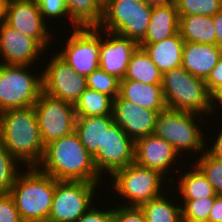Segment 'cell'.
I'll return each mask as SVG.
<instances>
[{"instance_id":"obj_1","label":"cell","mask_w":222,"mask_h":222,"mask_svg":"<svg viewBox=\"0 0 222 222\" xmlns=\"http://www.w3.org/2000/svg\"><path fill=\"white\" fill-rule=\"evenodd\" d=\"M36 167L55 180L103 183L108 178L98 173L92 155L75 131L45 145L43 158Z\"/></svg>"},{"instance_id":"obj_2","label":"cell","mask_w":222,"mask_h":222,"mask_svg":"<svg viewBox=\"0 0 222 222\" xmlns=\"http://www.w3.org/2000/svg\"><path fill=\"white\" fill-rule=\"evenodd\" d=\"M0 143L25 168L41 162L45 145L34 106L0 113Z\"/></svg>"},{"instance_id":"obj_3","label":"cell","mask_w":222,"mask_h":222,"mask_svg":"<svg viewBox=\"0 0 222 222\" xmlns=\"http://www.w3.org/2000/svg\"><path fill=\"white\" fill-rule=\"evenodd\" d=\"M202 122L205 127L201 115L166 108L158 113L153 134L169 142L181 159L185 161L182 157L190 154L188 158L193 161V158H198L205 151L206 138L211 136L205 132L209 128L204 129Z\"/></svg>"},{"instance_id":"obj_4","label":"cell","mask_w":222,"mask_h":222,"mask_svg":"<svg viewBox=\"0 0 222 222\" xmlns=\"http://www.w3.org/2000/svg\"><path fill=\"white\" fill-rule=\"evenodd\" d=\"M55 193V179L37 167L24 168L10 195L23 222H48Z\"/></svg>"},{"instance_id":"obj_5","label":"cell","mask_w":222,"mask_h":222,"mask_svg":"<svg viewBox=\"0 0 222 222\" xmlns=\"http://www.w3.org/2000/svg\"><path fill=\"white\" fill-rule=\"evenodd\" d=\"M106 180H110L108 189L112 187L111 190H115L113 197L120 200H117L116 203L120 202L121 206L125 207H140L142 204L162 196L171 188L170 181L159 171L139 166L135 162L115 171ZM166 183L168 184L166 185ZM117 196L119 198H116Z\"/></svg>"},{"instance_id":"obj_6","label":"cell","mask_w":222,"mask_h":222,"mask_svg":"<svg viewBox=\"0 0 222 222\" xmlns=\"http://www.w3.org/2000/svg\"><path fill=\"white\" fill-rule=\"evenodd\" d=\"M161 85L167 108L201 115L205 121L210 117V92L204 79L178 67L162 74Z\"/></svg>"},{"instance_id":"obj_7","label":"cell","mask_w":222,"mask_h":222,"mask_svg":"<svg viewBox=\"0 0 222 222\" xmlns=\"http://www.w3.org/2000/svg\"><path fill=\"white\" fill-rule=\"evenodd\" d=\"M37 66L0 63V113L34 106L43 92L42 71ZM33 72V73H32ZM35 72V73H34Z\"/></svg>"},{"instance_id":"obj_8","label":"cell","mask_w":222,"mask_h":222,"mask_svg":"<svg viewBox=\"0 0 222 222\" xmlns=\"http://www.w3.org/2000/svg\"><path fill=\"white\" fill-rule=\"evenodd\" d=\"M153 7L143 0H108L98 26L125 36L138 44L145 38Z\"/></svg>"},{"instance_id":"obj_9","label":"cell","mask_w":222,"mask_h":222,"mask_svg":"<svg viewBox=\"0 0 222 222\" xmlns=\"http://www.w3.org/2000/svg\"><path fill=\"white\" fill-rule=\"evenodd\" d=\"M100 184L104 183L55 180V193L48 222H76L98 201L99 197L95 192L101 190Z\"/></svg>"},{"instance_id":"obj_10","label":"cell","mask_w":222,"mask_h":222,"mask_svg":"<svg viewBox=\"0 0 222 222\" xmlns=\"http://www.w3.org/2000/svg\"><path fill=\"white\" fill-rule=\"evenodd\" d=\"M66 32H69L70 35L64 36L68 38L61 41L63 47L60 45V49H57L56 52L53 50V54L56 53L78 74L87 77L99 68L100 29L84 27L69 29Z\"/></svg>"},{"instance_id":"obj_11","label":"cell","mask_w":222,"mask_h":222,"mask_svg":"<svg viewBox=\"0 0 222 222\" xmlns=\"http://www.w3.org/2000/svg\"><path fill=\"white\" fill-rule=\"evenodd\" d=\"M34 108L44 145L75 131L74 104L42 92Z\"/></svg>"},{"instance_id":"obj_12","label":"cell","mask_w":222,"mask_h":222,"mask_svg":"<svg viewBox=\"0 0 222 222\" xmlns=\"http://www.w3.org/2000/svg\"><path fill=\"white\" fill-rule=\"evenodd\" d=\"M92 157L98 173L110 177L115 171L134 163L135 141L113 122L104 129L101 148H97Z\"/></svg>"},{"instance_id":"obj_13","label":"cell","mask_w":222,"mask_h":222,"mask_svg":"<svg viewBox=\"0 0 222 222\" xmlns=\"http://www.w3.org/2000/svg\"><path fill=\"white\" fill-rule=\"evenodd\" d=\"M44 62L42 70L43 92L49 96L72 104L87 88L86 77L78 74L56 53ZM44 70V71H43Z\"/></svg>"},{"instance_id":"obj_14","label":"cell","mask_w":222,"mask_h":222,"mask_svg":"<svg viewBox=\"0 0 222 222\" xmlns=\"http://www.w3.org/2000/svg\"><path fill=\"white\" fill-rule=\"evenodd\" d=\"M6 23L33 38L45 51L49 50L53 39L55 42L59 40L52 32L53 28L50 30L49 24L42 17L36 0H10Z\"/></svg>"},{"instance_id":"obj_15","label":"cell","mask_w":222,"mask_h":222,"mask_svg":"<svg viewBox=\"0 0 222 222\" xmlns=\"http://www.w3.org/2000/svg\"><path fill=\"white\" fill-rule=\"evenodd\" d=\"M179 156L169 142L156 137L154 134L141 137L135 141L134 162L139 166L159 171L170 181V184L174 179L172 173H175L172 170L177 168L176 166H179L176 170L184 166V163L178 165L182 164Z\"/></svg>"},{"instance_id":"obj_16","label":"cell","mask_w":222,"mask_h":222,"mask_svg":"<svg viewBox=\"0 0 222 222\" xmlns=\"http://www.w3.org/2000/svg\"><path fill=\"white\" fill-rule=\"evenodd\" d=\"M46 54L47 51L33 38L20 33L6 22L0 25V63L34 66Z\"/></svg>"},{"instance_id":"obj_17","label":"cell","mask_w":222,"mask_h":222,"mask_svg":"<svg viewBox=\"0 0 222 222\" xmlns=\"http://www.w3.org/2000/svg\"><path fill=\"white\" fill-rule=\"evenodd\" d=\"M138 46L134 40L100 29L99 68L122 80L131 56Z\"/></svg>"},{"instance_id":"obj_18","label":"cell","mask_w":222,"mask_h":222,"mask_svg":"<svg viewBox=\"0 0 222 222\" xmlns=\"http://www.w3.org/2000/svg\"><path fill=\"white\" fill-rule=\"evenodd\" d=\"M113 119L134 141L154 133L157 111H153L122 99L113 100Z\"/></svg>"},{"instance_id":"obj_19","label":"cell","mask_w":222,"mask_h":222,"mask_svg":"<svg viewBox=\"0 0 222 222\" xmlns=\"http://www.w3.org/2000/svg\"><path fill=\"white\" fill-rule=\"evenodd\" d=\"M186 161L189 163L187 164L189 168H187L184 162V170L183 167L179 171L174 170L176 173L178 172V181L177 178H174L170 185L171 189L176 192V196L180 199L182 198L181 200L215 198L217 193L214 187L209 184L202 171L194 163H192L191 160L189 161L188 159ZM186 169L188 170L186 171ZM173 186L174 188H172Z\"/></svg>"},{"instance_id":"obj_20","label":"cell","mask_w":222,"mask_h":222,"mask_svg":"<svg viewBox=\"0 0 222 222\" xmlns=\"http://www.w3.org/2000/svg\"><path fill=\"white\" fill-rule=\"evenodd\" d=\"M221 55L222 51L214 44L184 42L181 67L205 80Z\"/></svg>"},{"instance_id":"obj_21","label":"cell","mask_w":222,"mask_h":222,"mask_svg":"<svg viewBox=\"0 0 222 222\" xmlns=\"http://www.w3.org/2000/svg\"><path fill=\"white\" fill-rule=\"evenodd\" d=\"M119 96L160 113L167 108L161 84H144L135 80H120Z\"/></svg>"},{"instance_id":"obj_22","label":"cell","mask_w":222,"mask_h":222,"mask_svg":"<svg viewBox=\"0 0 222 222\" xmlns=\"http://www.w3.org/2000/svg\"><path fill=\"white\" fill-rule=\"evenodd\" d=\"M184 40L180 33L155 43H139L149 54L153 63L163 74L174 68L181 67Z\"/></svg>"},{"instance_id":"obj_23","label":"cell","mask_w":222,"mask_h":222,"mask_svg":"<svg viewBox=\"0 0 222 222\" xmlns=\"http://www.w3.org/2000/svg\"><path fill=\"white\" fill-rule=\"evenodd\" d=\"M179 14L174 2L154 6L146 36L140 43H155L179 32Z\"/></svg>"},{"instance_id":"obj_24","label":"cell","mask_w":222,"mask_h":222,"mask_svg":"<svg viewBox=\"0 0 222 222\" xmlns=\"http://www.w3.org/2000/svg\"><path fill=\"white\" fill-rule=\"evenodd\" d=\"M113 122V115L76 117L75 132L91 155L101 148L103 131Z\"/></svg>"},{"instance_id":"obj_25","label":"cell","mask_w":222,"mask_h":222,"mask_svg":"<svg viewBox=\"0 0 222 222\" xmlns=\"http://www.w3.org/2000/svg\"><path fill=\"white\" fill-rule=\"evenodd\" d=\"M179 33L185 42L216 45V32L212 16H179Z\"/></svg>"},{"instance_id":"obj_26","label":"cell","mask_w":222,"mask_h":222,"mask_svg":"<svg viewBox=\"0 0 222 222\" xmlns=\"http://www.w3.org/2000/svg\"><path fill=\"white\" fill-rule=\"evenodd\" d=\"M170 191L175 193L170 189L162 196L140 206L146 216L147 222H182L181 203L176 201L180 199H177L176 196V199H174V194H170ZM171 197L173 200L170 199Z\"/></svg>"},{"instance_id":"obj_27","label":"cell","mask_w":222,"mask_h":222,"mask_svg":"<svg viewBox=\"0 0 222 222\" xmlns=\"http://www.w3.org/2000/svg\"><path fill=\"white\" fill-rule=\"evenodd\" d=\"M122 80H135L144 84H162V73L143 47L133 52L127 72Z\"/></svg>"},{"instance_id":"obj_28","label":"cell","mask_w":222,"mask_h":222,"mask_svg":"<svg viewBox=\"0 0 222 222\" xmlns=\"http://www.w3.org/2000/svg\"><path fill=\"white\" fill-rule=\"evenodd\" d=\"M70 21L77 28L98 27L103 5L98 0H65Z\"/></svg>"},{"instance_id":"obj_29","label":"cell","mask_w":222,"mask_h":222,"mask_svg":"<svg viewBox=\"0 0 222 222\" xmlns=\"http://www.w3.org/2000/svg\"><path fill=\"white\" fill-rule=\"evenodd\" d=\"M113 98L96 90L86 88L74 104L77 117L113 114Z\"/></svg>"},{"instance_id":"obj_30","label":"cell","mask_w":222,"mask_h":222,"mask_svg":"<svg viewBox=\"0 0 222 222\" xmlns=\"http://www.w3.org/2000/svg\"><path fill=\"white\" fill-rule=\"evenodd\" d=\"M0 143V194H10L24 166ZM22 167V168H21Z\"/></svg>"},{"instance_id":"obj_31","label":"cell","mask_w":222,"mask_h":222,"mask_svg":"<svg viewBox=\"0 0 222 222\" xmlns=\"http://www.w3.org/2000/svg\"><path fill=\"white\" fill-rule=\"evenodd\" d=\"M193 163L202 171L217 195H222V160L205 150Z\"/></svg>"},{"instance_id":"obj_32","label":"cell","mask_w":222,"mask_h":222,"mask_svg":"<svg viewBox=\"0 0 222 222\" xmlns=\"http://www.w3.org/2000/svg\"><path fill=\"white\" fill-rule=\"evenodd\" d=\"M179 16H213L222 10V0H174Z\"/></svg>"},{"instance_id":"obj_33","label":"cell","mask_w":222,"mask_h":222,"mask_svg":"<svg viewBox=\"0 0 222 222\" xmlns=\"http://www.w3.org/2000/svg\"><path fill=\"white\" fill-rule=\"evenodd\" d=\"M179 202H181L182 222H208L215 198L180 200Z\"/></svg>"},{"instance_id":"obj_34","label":"cell","mask_w":222,"mask_h":222,"mask_svg":"<svg viewBox=\"0 0 222 222\" xmlns=\"http://www.w3.org/2000/svg\"><path fill=\"white\" fill-rule=\"evenodd\" d=\"M87 88L104 93L113 99L119 95L120 79L98 68L86 77Z\"/></svg>"},{"instance_id":"obj_35","label":"cell","mask_w":222,"mask_h":222,"mask_svg":"<svg viewBox=\"0 0 222 222\" xmlns=\"http://www.w3.org/2000/svg\"><path fill=\"white\" fill-rule=\"evenodd\" d=\"M36 2L39 5V9L41 12L42 17L44 18V20H46L47 23H50L49 21H51L50 27L52 25V21H55V24L57 22V20L61 21H65L70 22L69 27H68V22L64 23L62 25L67 24V28L66 29H70V27H72L71 29L77 28L69 19V14L67 12V7H66V2L65 0H36ZM47 18V19H46ZM60 18H64V19H60Z\"/></svg>"},{"instance_id":"obj_36","label":"cell","mask_w":222,"mask_h":222,"mask_svg":"<svg viewBox=\"0 0 222 222\" xmlns=\"http://www.w3.org/2000/svg\"><path fill=\"white\" fill-rule=\"evenodd\" d=\"M113 207V222H147L146 216L140 207H125L117 205L111 200Z\"/></svg>"},{"instance_id":"obj_37","label":"cell","mask_w":222,"mask_h":222,"mask_svg":"<svg viewBox=\"0 0 222 222\" xmlns=\"http://www.w3.org/2000/svg\"><path fill=\"white\" fill-rule=\"evenodd\" d=\"M0 222H23L10 194H0Z\"/></svg>"},{"instance_id":"obj_38","label":"cell","mask_w":222,"mask_h":222,"mask_svg":"<svg viewBox=\"0 0 222 222\" xmlns=\"http://www.w3.org/2000/svg\"><path fill=\"white\" fill-rule=\"evenodd\" d=\"M101 206L95 202L76 222H113V208Z\"/></svg>"},{"instance_id":"obj_39","label":"cell","mask_w":222,"mask_h":222,"mask_svg":"<svg viewBox=\"0 0 222 222\" xmlns=\"http://www.w3.org/2000/svg\"><path fill=\"white\" fill-rule=\"evenodd\" d=\"M222 119V118H221ZM217 122H215V128L216 127H219L218 130L216 128V131H217V135H216V131H214L212 138H213V141L211 142H208L207 140L210 138L208 136V138L206 139V146H205V150L211 155V156H214L218 159H221L222 160V122H220L221 124L218 126L216 125ZM211 144V145H210ZM209 145V146H208Z\"/></svg>"},{"instance_id":"obj_40","label":"cell","mask_w":222,"mask_h":222,"mask_svg":"<svg viewBox=\"0 0 222 222\" xmlns=\"http://www.w3.org/2000/svg\"><path fill=\"white\" fill-rule=\"evenodd\" d=\"M209 92L211 93L215 88L222 85V55L219 58L218 63L209 73L207 78L204 80Z\"/></svg>"},{"instance_id":"obj_41","label":"cell","mask_w":222,"mask_h":222,"mask_svg":"<svg viewBox=\"0 0 222 222\" xmlns=\"http://www.w3.org/2000/svg\"><path fill=\"white\" fill-rule=\"evenodd\" d=\"M217 109H221L222 111V85L218 86L210 93V116H214L216 113H221L219 116H222V112H217Z\"/></svg>"},{"instance_id":"obj_42","label":"cell","mask_w":222,"mask_h":222,"mask_svg":"<svg viewBox=\"0 0 222 222\" xmlns=\"http://www.w3.org/2000/svg\"><path fill=\"white\" fill-rule=\"evenodd\" d=\"M208 222H222V195L215 197V202L210 210Z\"/></svg>"},{"instance_id":"obj_43","label":"cell","mask_w":222,"mask_h":222,"mask_svg":"<svg viewBox=\"0 0 222 222\" xmlns=\"http://www.w3.org/2000/svg\"><path fill=\"white\" fill-rule=\"evenodd\" d=\"M216 32V46L222 51V10L212 16Z\"/></svg>"},{"instance_id":"obj_44","label":"cell","mask_w":222,"mask_h":222,"mask_svg":"<svg viewBox=\"0 0 222 222\" xmlns=\"http://www.w3.org/2000/svg\"><path fill=\"white\" fill-rule=\"evenodd\" d=\"M10 0H0V25L7 20L8 4Z\"/></svg>"},{"instance_id":"obj_45","label":"cell","mask_w":222,"mask_h":222,"mask_svg":"<svg viewBox=\"0 0 222 222\" xmlns=\"http://www.w3.org/2000/svg\"><path fill=\"white\" fill-rule=\"evenodd\" d=\"M143 1L152 7L167 5V4L174 2V0H143Z\"/></svg>"},{"instance_id":"obj_46","label":"cell","mask_w":222,"mask_h":222,"mask_svg":"<svg viewBox=\"0 0 222 222\" xmlns=\"http://www.w3.org/2000/svg\"><path fill=\"white\" fill-rule=\"evenodd\" d=\"M102 5H104L108 0H98Z\"/></svg>"}]
</instances>
